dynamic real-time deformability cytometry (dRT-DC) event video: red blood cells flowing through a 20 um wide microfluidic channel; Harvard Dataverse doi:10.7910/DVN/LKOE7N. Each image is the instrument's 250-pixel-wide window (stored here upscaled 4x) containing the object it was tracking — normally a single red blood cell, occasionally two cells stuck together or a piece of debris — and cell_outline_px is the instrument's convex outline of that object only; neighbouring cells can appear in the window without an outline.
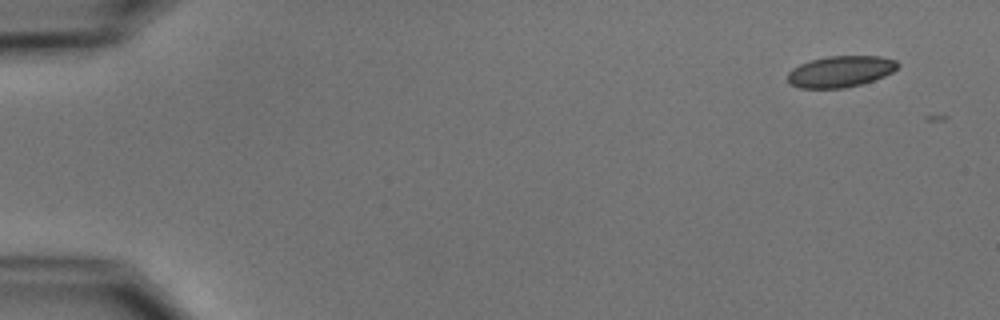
{"species": "common noctule bat (a hibernating species)", "species_latin": "Nyctalus noctula", "temperature_condition": "cold", "stored_images_in_passage": 2, "camera_frame_rate_fps": 3000, "um_per_image_px": 0.085, "animal": {"sex": "male", "body_mass_g": 15.6}, "frame": {"image": 1, "passage_image": 1, "time_ms": 0.0, "image_size_px": [1000, 320], "cell_outline_px": [[900, 64], [892, 72], [884, 76], [860, 84], [844, 88], [800, 88], [788, 84], [788, 72], [792, 68], [800, 64], [812, 60], [828, 56], [880, 56], [896, 60]], "centroid_in_image_um": [71.42, 6.08], "position_along_channel_um": 13.6, "area_um2": 20.0}}